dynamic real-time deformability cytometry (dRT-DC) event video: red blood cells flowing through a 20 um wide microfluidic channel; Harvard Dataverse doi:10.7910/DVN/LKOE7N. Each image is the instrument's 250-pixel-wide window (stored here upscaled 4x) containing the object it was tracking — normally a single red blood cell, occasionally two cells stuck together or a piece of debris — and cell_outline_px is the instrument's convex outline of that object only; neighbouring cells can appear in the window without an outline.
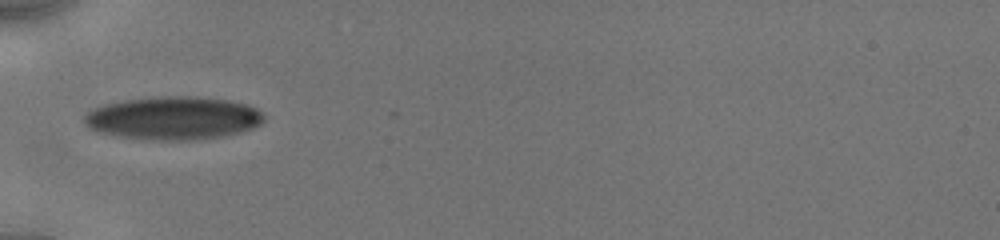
{"species": "human", "species_latin": "Homo sapiens", "temperature_condition": "cold", "stored_images_in_passage": 16, "camera_frame_rate_fps": 3000, "um_per_image_px": 0.085, "donor": {"sex": "male"}, "frame": {"image": 1, "passage_image": 1, "time_ms": 0.0, "image_size_px": [1000, 240], "cell_outline_px": [[264, 120], [260, 124], [252, 128], [240, 132], [224, 136], [196, 140], [144, 140], [116, 136], [100, 132], [88, 128], [84, 120], [84, 116], [88, 112], [104, 104], [124, 100], [160, 96], [196, 96], [228, 100], [248, 104], [256, 108], [264, 116]], "centroid_in_image_um": [14.73, 10.04], "position_along_channel_um": 70.3, "area_um2": 45.37}}
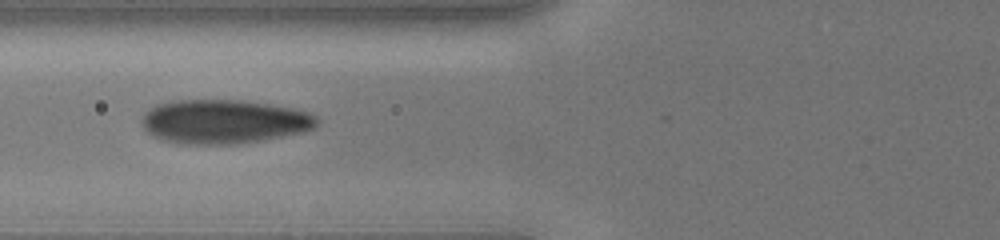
{"frame": {"image": 2, "passage_image": 9, "time_ms": 1.0, "image_size_px": [1000, 240], "cell_outline_px": [[320, 120], [316, 128], [304, 132], [264, 140], [236, 144], [180, 144], [160, 140], [152, 136], [144, 128], [144, 112], [148, 108], [156, 104], [176, 100], [244, 100], [296, 108], [308, 112], [316, 116]], "centroid_in_image_um": [19.07, 10.34], "position_along_channel_um": 106.7, "area_um2": 45.49}}
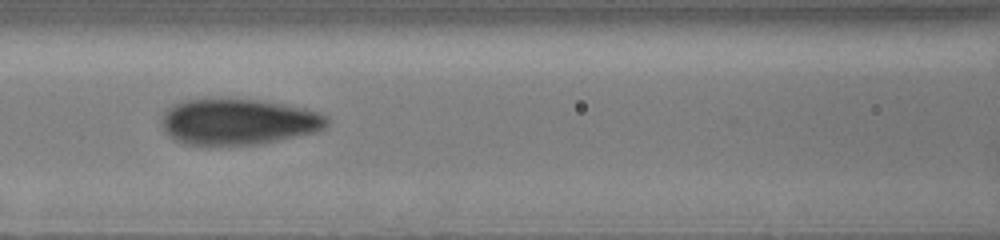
{"frame": {"image": 3, "passage_image": 15, "time_ms": 2.0, "image_size_px": [1000, 240], "cell_outline_px": [[328, 124], [324, 128], [316, 132], [260, 144], [184, 144], [168, 136], [164, 132], [160, 124], [160, 120], [164, 112], [172, 104], [184, 100], [260, 100], [304, 108], [320, 112], [328, 116]], "centroid_in_image_um": [20.24, 10.35], "position_along_channel_um": 146.4, "area_um2": 44.1}}